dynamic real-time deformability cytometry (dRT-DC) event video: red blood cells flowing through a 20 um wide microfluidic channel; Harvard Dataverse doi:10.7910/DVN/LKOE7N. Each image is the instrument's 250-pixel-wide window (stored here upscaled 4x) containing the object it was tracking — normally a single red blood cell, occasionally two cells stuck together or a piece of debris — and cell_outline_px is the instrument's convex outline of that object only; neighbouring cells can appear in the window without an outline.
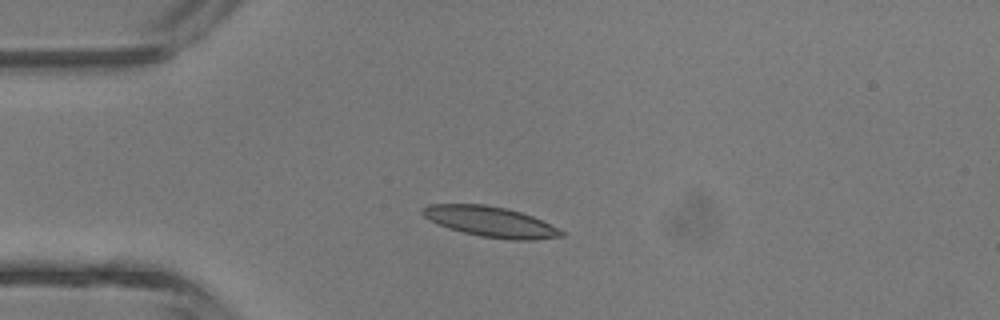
{"species": "common noctule bat (a hibernating species)", "species_latin": "Nyctalus noctula", "temperature_condition": "room temperature", "stored_images_in_passage": 3, "camera_frame_rate_fps": 3000, "um_per_image_px": 0.085, "animal": {"sex": "male", "body_mass_g": 13.3}, "frame": {"image": 1, "passage_image": 2, "time_ms": 1.333, "image_size_px": [1000, 320], "cell_outline_px": [[564, 236], [536, 240], [512, 240], [480, 236], [448, 228], [428, 220], [420, 212], [428, 204], [484, 204], [504, 208], [520, 212], [532, 216], [564, 232]], "centroid_in_image_um": [41.66, 18.85], "position_along_channel_um": 43.3, "area_um2": 24.33}}